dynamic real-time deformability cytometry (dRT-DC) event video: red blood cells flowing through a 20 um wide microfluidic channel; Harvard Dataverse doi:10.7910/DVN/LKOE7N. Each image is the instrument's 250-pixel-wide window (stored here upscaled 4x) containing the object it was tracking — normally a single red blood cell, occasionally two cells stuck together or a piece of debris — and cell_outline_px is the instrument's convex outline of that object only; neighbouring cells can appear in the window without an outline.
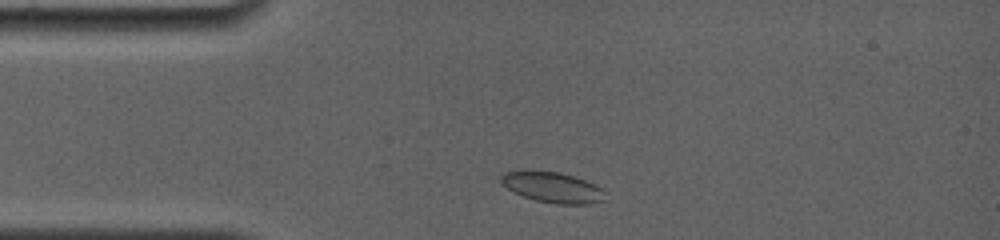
{"species": "common noctule bat (a hibernating species)", "species_latin": "Nyctalus noctula", "temperature_condition": "room temperature", "stored_images_in_passage": 20, "camera_frame_rate_fps": 4000, "um_per_image_px": 0.085, "animal": {"sex": "female", "body_mass_g": 19.0, "forearm_length_mm": 56.7}, "frame": {"image": 1, "passage_image": 3, "time_ms": 0.75, "image_size_px": [1000, 240], "cell_outline_px": [[604, 200], [588, 204], [556, 204], [536, 200], [524, 196], [500, 184], [500, 176], [504, 172], [520, 168], [524, 168], [560, 172], [596, 184], [600, 188]], "centroid_in_image_um": [46.86, 15.87], "position_along_channel_um": 38.1, "area_um2": 18.79}}
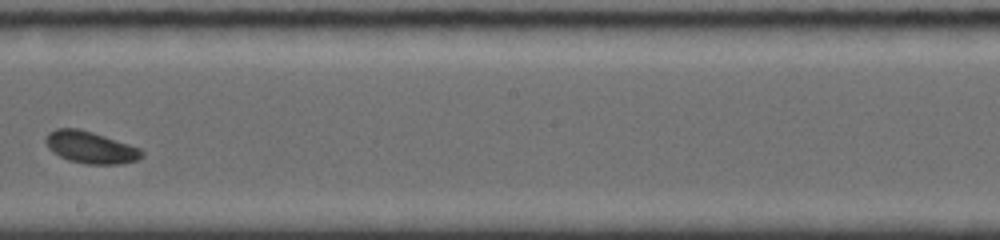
{"frame": {"image": 2, "passage_image": 14, "time_ms": 6.75, "image_size_px": [1000, 240], "cell_outline_px": [[144, 156], [136, 160], [120, 164], [88, 164], [68, 160], [52, 152], [48, 148], [44, 140], [44, 136], [48, 132], [56, 128], [80, 128], [140, 148], [144, 152]], "centroid_in_image_um": [7.66, 12.52], "position_along_channel_um": 240.5, "area_um2": 17.98}}
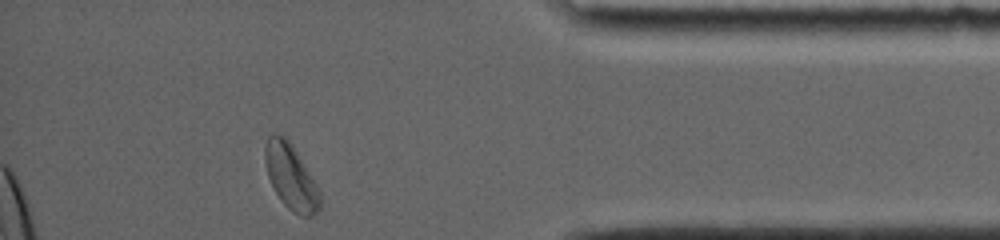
{"frame": {"image": 3, "passage_image": 20, "time_ms": 11.75, "image_size_px": [1000, 240], "cell_outline_px": [[320, 208], [312, 216], [300, 216], [292, 212], [280, 200], [268, 176], [264, 160], [264, 148], [268, 136], [272, 132], [276, 132], [284, 136], [292, 144], [320, 192]], "centroid_in_image_um": [24.69, 15.01], "position_along_channel_um": 410.5, "area_um2": 20.75}, "authors_computed_cell_mechanics": {"area_um2": 18.3515, "velocity_mm_per_s": 3.7585, "shape_relaxation_time_tau1_ms": 1.4984, "shape_relaxation_time_tau2_ms": null, "deformation_change_tau1": 0.0351, "deformation_change_tau2": null}}